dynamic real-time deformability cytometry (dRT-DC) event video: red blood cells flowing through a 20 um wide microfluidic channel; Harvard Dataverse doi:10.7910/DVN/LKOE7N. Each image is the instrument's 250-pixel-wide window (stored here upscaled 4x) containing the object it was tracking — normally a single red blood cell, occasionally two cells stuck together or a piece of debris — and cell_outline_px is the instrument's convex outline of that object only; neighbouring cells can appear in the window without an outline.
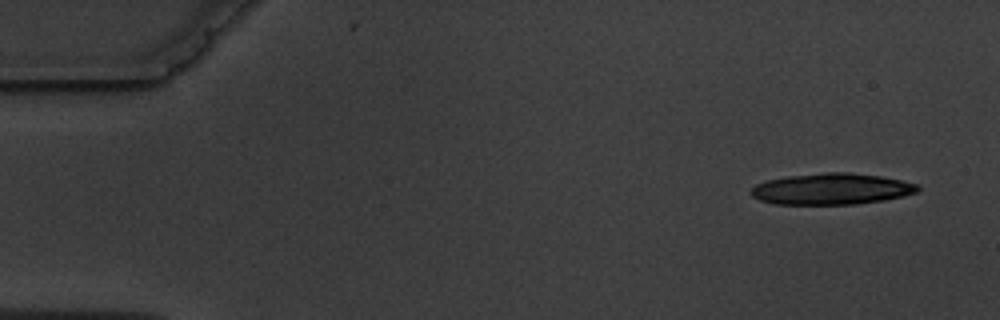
{"species": "common noctule bat (a hibernating species)", "species_latin": "Nyctalus noctula", "temperature_condition": "warm", "stored_images_in_passage": 6, "camera_frame_rate_fps": 3000, "um_per_image_px": 0.085, "animal": {"sex": "male", "body_mass_g": 19.5, "forearm_length_mm": 54.6}, "frame": {"image": 1, "passage_image": 1, "time_ms": 0.0, "image_size_px": [1000, 320], "cell_outline_px": [[920, 188], [916, 192], [904, 196], [884, 200], [856, 204], [776, 204], [760, 200], [752, 196], [752, 188], [756, 184], [768, 180], [788, 176], [824, 172], [848, 172], [880, 176], [920, 184]], "centroid_in_image_um": [70.71, 16.06], "position_along_channel_um": 14.3, "area_um2": 30.29}}